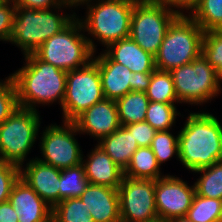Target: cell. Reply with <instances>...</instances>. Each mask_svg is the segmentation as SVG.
<instances>
[{"label": "cell", "mask_w": 222, "mask_h": 222, "mask_svg": "<svg viewBox=\"0 0 222 222\" xmlns=\"http://www.w3.org/2000/svg\"><path fill=\"white\" fill-rule=\"evenodd\" d=\"M179 161L197 171L222 161V123L209 112H190L178 133Z\"/></svg>", "instance_id": "obj_1"}, {"label": "cell", "mask_w": 222, "mask_h": 222, "mask_svg": "<svg viewBox=\"0 0 222 222\" xmlns=\"http://www.w3.org/2000/svg\"><path fill=\"white\" fill-rule=\"evenodd\" d=\"M25 63L11 74L19 107L38 111V105L63 104L67 72L40 60L34 53L24 55Z\"/></svg>", "instance_id": "obj_2"}, {"label": "cell", "mask_w": 222, "mask_h": 222, "mask_svg": "<svg viewBox=\"0 0 222 222\" xmlns=\"http://www.w3.org/2000/svg\"><path fill=\"white\" fill-rule=\"evenodd\" d=\"M61 8L68 9L64 5L51 9L16 6L12 29L7 42L20 48L23 55L33 53L47 39L59 33L77 16L76 12L62 14L61 10L64 11V9Z\"/></svg>", "instance_id": "obj_3"}, {"label": "cell", "mask_w": 222, "mask_h": 222, "mask_svg": "<svg viewBox=\"0 0 222 222\" xmlns=\"http://www.w3.org/2000/svg\"><path fill=\"white\" fill-rule=\"evenodd\" d=\"M137 0H94L85 5L86 15L79 17L92 51L96 54L93 40L104 47L130 35L131 17ZM82 18V19H80ZM89 34L91 37H89ZM94 38V39H93Z\"/></svg>", "instance_id": "obj_4"}, {"label": "cell", "mask_w": 222, "mask_h": 222, "mask_svg": "<svg viewBox=\"0 0 222 222\" xmlns=\"http://www.w3.org/2000/svg\"><path fill=\"white\" fill-rule=\"evenodd\" d=\"M204 31L189 15H178L168 27L155 57L161 71L191 63L202 53Z\"/></svg>", "instance_id": "obj_5"}, {"label": "cell", "mask_w": 222, "mask_h": 222, "mask_svg": "<svg viewBox=\"0 0 222 222\" xmlns=\"http://www.w3.org/2000/svg\"><path fill=\"white\" fill-rule=\"evenodd\" d=\"M78 17L33 53L40 60L66 72L86 66L93 59L94 52Z\"/></svg>", "instance_id": "obj_6"}, {"label": "cell", "mask_w": 222, "mask_h": 222, "mask_svg": "<svg viewBox=\"0 0 222 222\" xmlns=\"http://www.w3.org/2000/svg\"><path fill=\"white\" fill-rule=\"evenodd\" d=\"M179 104L203 105L221 92V80L201 53L191 63L169 71Z\"/></svg>", "instance_id": "obj_7"}, {"label": "cell", "mask_w": 222, "mask_h": 222, "mask_svg": "<svg viewBox=\"0 0 222 222\" xmlns=\"http://www.w3.org/2000/svg\"><path fill=\"white\" fill-rule=\"evenodd\" d=\"M40 120L39 111L19 107L0 125V162L23 166L36 142Z\"/></svg>", "instance_id": "obj_8"}, {"label": "cell", "mask_w": 222, "mask_h": 222, "mask_svg": "<svg viewBox=\"0 0 222 222\" xmlns=\"http://www.w3.org/2000/svg\"><path fill=\"white\" fill-rule=\"evenodd\" d=\"M177 12L151 0H137L131 17L130 35L144 51L155 56Z\"/></svg>", "instance_id": "obj_9"}, {"label": "cell", "mask_w": 222, "mask_h": 222, "mask_svg": "<svg viewBox=\"0 0 222 222\" xmlns=\"http://www.w3.org/2000/svg\"><path fill=\"white\" fill-rule=\"evenodd\" d=\"M104 99L98 65L91 60L86 66L67 72L66 89L61 106L63 121H73L83 111Z\"/></svg>", "instance_id": "obj_10"}, {"label": "cell", "mask_w": 222, "mask_h": 222, "mask_svg": "<svg viewBox=\"0 0 222 222\" xmlns=\"http://www.w3.org/2000/svg\"><path fill=\"white\" fill-rule=\"evenodd\" d=\"M62 126L50 124L43 130L40 137L42 158L36 157L43 163L58 169L77 166L82 163L83 151L76 139L79 134L75 124L62 121Z\"/></svg>", "instance_id": "obj_11"}, {"label": "cell", "mask_w": 222, "mask_h": 222, "mask_svg": "<svg viewBox=\"0 0 222 222\" xmlns=\"http://www.w3.org/2000/svg\"><path fill=\"white\" fill-rule=\"evenodd\" d=\"M118 194L121 222H159L155 180L123 176Z\"/></svg>", "instance_id": "obj_12"}, {"label": "cell", "mask_w": 222, "mask_h": 222, "mask_svg": "<svg viewBox=\"0 0 222 222\" xmlns=\"http://www.w3.org/2000/svg\"><path fill=\"white\" fill-rule=\"evenodd\" d=\"M195 194V184L189 186L180 177L167 174L155 180V204L159 222L186 216Z\"/></svg>", "instance_id": "obj_13"}, {"label": "cell", "mask_w": 222, "mask_h": 222, "mask_svg": "<svg viewBox=\"0 0 222 222\" xmlns=\"http://www.w3.org/2000/svg\"><path fill=\"white\" fill-rule=\"evenodd\" d=\"M72 122L80 134L93 136L97 141L121 126L116 101L106 98L83 111Z\"/></svg>", "instance_id": "obj_14"}, {"label": "cell", "mask_w": 222, "mask_h": 222, "mask_svg": "<svg viewBox=\"0 0 222 222\" xmlns=\"http://www.w3.org/2000/svg\"><path fill=\"white\" fill-rule=\"evenodd\" d=\"M24 166L20 167V178L53 208L59 203L61 169L37 158H32Z\"/></svg>", "instance_id": "obj_15"}, {"label": "cell", "mask_w": 222, "mask_h": 222, "mask_svg": "<svg viewBox=\"0 0 222 222\" xmlns=\"http://www.w3.org/2000/svg\"><path fill=\"white\" fill-rule=\"evenodd\" d=\"M8 201L18 215V222L52 220V207L21 178L14 184Z\"/></svg>", "instance_id": "obj_16"}, {"label": "cell", "mask_w": 222, "mask_h": 222, "mask_svg": "<svg viewBox=\"0 0 222 222\" xmlns=\"http://www.w3.org/2000/svg\"><path fill=\"white\" fill-rule=\"evenodd\" d=\"M92 59L100 73L104 98L117 100L132 91L134 72L121 63L111 60L104 52Z\"/></svg>", "instance_id": "obj_17"}, {"label": "cell", "mask_w": 222, "mask_h": 222, "mask_svg": "<svg viewBox=\"0 0 222 222\" xmlns=\"http://www.w3.org/2000/svg\"><path fill=\"white\" fill-rule=\"evenodd\" d=\"M79 198L94 222H121L118 189L89 183Z\"/></svg>", "instance_id": "obj_18"}, {"label": "cell", "mask_w": 222, "mask_h": 222, "mask_svg": "<svg viewBox=\"0 0 222 222\" xmlns=\"http://www.w3.org/2000/svg\"><path fill=\"white\" fill-rule=\"evenodd\" d=\"M87 157L82 159V164L88 182L118 189L124 176V170L97 144Z\"/></svg>", "instance_id": "obj_19"}, {"label": "cell", "mask_w": 222, "mask_h": 222, "mask_svg": "<svg viewBox=\"0 0 222 222\" xmlns=\"http://www.w3.org/2000/svg\"><path fill=\"white\" fill-rule=\"evenodd\" d=\"M103 52L115 62L128 67L132 72H153L155 67V57L144 51L130 37L111 43Z\"/></svg>", "instance_id": "obj_20"}, {"label": "cell", "mask_w": 222, "mask_h": 222, "mask_svg": "<svg viewBox=\"0 0 222 222\" xmlns=\"http://www.w3.org/2000/svg\"><path fill=\"white\" fill-rule=\"evenodd\" d=\"M98 146L123 170L130 164L134 152L139 148L137 141L125 126L101 138Z\"/></svg>", "instance_id": "obj_21"}, {"label": "cell", "mask_w": 222, "mask_h": 222, "mask_svg": "<svg viewBox=\"0 0 222 222\" xmlns=\"http://www.w3.org/2000/svg\"><path fill=\"white\" fill-rule=\"evenodd\" d=\"M160 166L150 147H139L133 154L130 164L124 170V176L135 179L157 180L162 178Z\"/></svg>", "instance_id": "obj_22"}, {"label": "cell", "mask_w": 222, "mask_h": 222, "mask_svg": "<svg viewBox=\"0 0 222 222\" xmlns=\"http://www.w3.org/2000/svg\"><path fill=\"white\" fill-rule=\"evenodd\" d=\"M146 92L130 91L116 100L121 126L145 121L149 104Z\"/></svg>", "instance_id": "obj_23"}, {"label": "cell", "mask_w": 222, "mask_h": 222, "mask_svg": "<svg viewBox=\"0 0 222 222\" xmlns=\"http://www.w3.org/2000/svg\"><path fill=\"white\" fill-rule=\"evenodd\" d=\"M146 95L150 102L166 104L179 103L173 79L169 71L155 69L152 72L151 81L146 91Z\"/></svg>", "instance_id": "obj_24"}, {"label": "cell", "mask_w": 222, "mask_h": 222, "mask_svg": "<svg viewBox=\"0 0 222 222\" xmlns=\"http://www.w3.org/2000/svg\"><path fill=\"white\" fill-rule=\"evenodd\" d=\"M194 173L200 174L194 183L197 195L222 199V161L194 171Z\"/></svg>", "instance_id": "obj_25"}, {"label": "cell", "mask_w": 222, "mask_h": 222, "mask_svg": "<svg viewBox=\"0 0 222 222\" xmlns=\"http://www.w3.org/2000/svg\"><path fill=\"white\" fill-rule=\"evenodd\" d=\"M89 182L83 164L61 169L59 202L69 198H79Z\"/></svg>", "instance_id": "obj_26"}, {"label": "cell", "mask_w": 222, "mask_h": 222, "mask_svg": "<svg viewBox=\"0 0 222 222\" xmlns=\"http://www.w3.org/2000/svg\"><path fill=\"white\" fill-rule=\"evenodd\" d=\"M189 16L203 31L222 30V0H200Z\"/></svg>", "instance_id": "obj_27"}, {"label": "cell", "mask_w": 222, "mask_h": 222, "mask_svg": "<svg viewBox=\"0 0 222 222\" xmlns=\"http://www.w3.org/2000/svg\"><path fill=\"white\" fill-rule=\"evenodd\" d=\"M186 217L192 222H220L222 199L203 197L195 194Z\"/></svg>", "instance_id": "obj_28"}, {"label": "cell", "mask_w": 222, "mask_h": 222, "mask_svg": "<svg viewBox=\"0 0 222 222\" xmlns=\"http://www.w3.org/2000/svg\"><path fill=\"white\" fill-rule=\"evenodd\" d=\"M89 211L80 198L65 199L52 208V221L94 222Z\"/></svg>", "instance_id": "obj_29"}, {"label": "cell", "mask_w": 222, "mask_h": 222, "mask_svg": "<svg viewBox=\"0 0 222 222\" xmlns=\"http://www.w3.org/2000/svg\"><path fill=\"white\" fill-rule=\"evenodd\" d=\"M178 115L175 104L149 102L145 121L157 131H166L172 129Z\"/></svg>", "instance_id": "obj_30"}, {"label": "cell", "mask_w": 222, "mask_h": 222, "mask_svg": "<svg viewBox=\"0 0 222 222\" xmlns=\"http://www.w3.org/2000/svg\"><path fill=\"white\" fill-rule=\"evenodd\" d=\"M202 54L222 81V30L204 31Z\"/></svg>", "instance_id": "obj_31"}, {"label": "cell", "mask_w": 222, "mask_h": 222, "mask_svg": "<svg viewBox=\"0 0 222 222\" xmlns=\"http://www.w3.org/2000/svg\"><path fill=\"white\" fill-rule=\"evenodd\" d=\"M150 148L155 154L159 166L175 155L179 159L178 134L174 136L170 130L157 131Z\"/></svg>", "instance_id": "obj_32"}, {"label": "cell", "mask_w": 222, "mask_h": 222, "mask_svg": "<svg viewBox=\"0 0 222 222\" xmlns=\"http://www.w3.org/2000/svg\"><path fill=\"white\" fill-rule=\"evenodd\" d=\"M18 108L16 86L10 74L0 81V125Z\"/></svg>", "instance_id": "obj_33"}, {"label": "cell", "mask_w": 222, "mask_h": 222, "mask_svg": "<svg viewBox=\"0 0 222 222\" xmlns=\"http://www.w3.org/2000/svg\"><path fill=\"white\" fill-rule=\"evenodd\" d=\"M19 178V166L11 163L0 162V203L9 200L12 188Z\"/></svg>", "instance_id": "obj_34"}, {"label": "cell", "mask_w": 222, "mask_h": 222, "mask_svg": "<svg viewBox=\"0 0 222 222\" xmlns=\"http://www.w3.org/2000/svg\"><path fill=\"white\" fill-rule=\"evenodd\" d=\"M15 8V0H3L0 3V41H8L12 29Z\"/></svg>", "instance_id": "obj_35"}, {"label": "cell", "mask_w": 222, "mask_h": 222, "mask_svg": "<svg viewBox=\"0 0 222 222\" xmlns=\"http://www.w3.org/2000/svg\"><path fill=\"white\" fill-rule=\"evenodd\" d=\"M139 147H150L157 132L146 121L125 125Z\"/></svg>", "instance_id": "obj_36"}, {"label": "cell", "mask_w": 222, "mask_h": 222, "mask_svg": "<svg viewBox=\"0 0 222 222\" xmlns=\"http://www.w3.org/2000/svg\"><path fill=\"white\" fill-rule=\"evenodd\" d=\"M151 1L160 4L164 7H167L168 9H171L174 12H177L178 15H185V13H188L189 15L195 9L200 0H151ZM185 10H187V12H185Z\"/></svg>", "instance_id": "obj_37"}, {"label": "cell", "mask_w": 222, "mask_h": 222, "mask_svg": "<svg viewBox=\"0 0 222 222\" xmlns=\"http://www.w3.org/2000/svg\"><path fill=\"white\" fill-rule=\"evenodd\" d=\"M16 6L32 9H51L61 6V0H15Z\"/></svg>", "instance_id": "obj_38"}, {"label": "cell", "mask_w": 222, "mask_h": 222, "mask_svg": "<svg viewBox=\"0 0 222 222\" xmlns=\"http://www.w3.org/2000/svg\"><path fill=\"white\" fill-rule=\"evenodd\" d=\"M152 72L134 73L132 91L146 92L151 81Z\"/></svg>", "instance_id": "obj_39"}, {"label": "cell", "mask_w": 222, "mask_h": 222, "mask_svg": "<svg viewBox=\"0 0 222 222\" xmlns=\"http://www.w3.org/2000/svg\"><path fill=\"white\" fill-rule=\"evenodd\" d=\"M18 215L9 201L0 203V222H18Z\"/></svg>", "instance_id": "obj_40"}, {"label": "cell", "mask_w": 222, "mask_h": 222, "mask_svg": "<svg viewBox=\"0 0 222 222\" xmlns=\"http://www.w3.org/2000/svg\"><path fill=\"white\" fill-rule=\"evenodd\" d=\"M92 1L94 0H61V3L62 5L68 7L69 9L70 8L75 9V8H78V6L81 7V5L82 6L87 5Z\"/></svg>", "instance_id": "obj_41"}, {"label": "cell", "mask_w": 222, "mask_h": 222, "mask_svg": "<svg viewBox=\"0 0 222 222\" xmlns=\"http://www.w3.org/2000/svg\"><path fill=\"white\" fill-rule=\"evenodd\" d=\"M167 222H192V221L190 219H188L186 216H184V217H180V218L171 219Z\"/></svg>", "instance_id": "obj_42"}]
</instances>
